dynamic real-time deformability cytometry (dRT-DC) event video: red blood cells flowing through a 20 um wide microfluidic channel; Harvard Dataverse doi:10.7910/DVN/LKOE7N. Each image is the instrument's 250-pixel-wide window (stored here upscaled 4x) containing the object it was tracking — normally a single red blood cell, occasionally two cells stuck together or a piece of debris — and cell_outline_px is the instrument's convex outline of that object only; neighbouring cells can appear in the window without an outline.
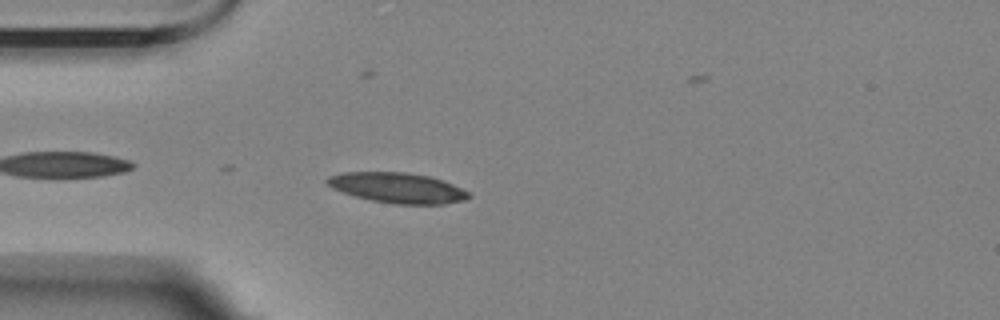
{"species": "Egyptian fruit bat (a non-hibernating species)", "species_latin": "Rousettus aegyptiacus", "temperature_condition": "room temperature", "stored_images_in_passage": 34, "camera_frame_rate_fps": 3000, "um_per_image_px": 0.085, "animal": {"sex": "female"}, "frame": {"image": 1, "passage_image": 3, "time_ms": 0.667, "image_size_px": [1000, 320], "cell_outline_px": [[472, 196], [464, 200], [444, 204], [396, 204], [372, 200], [356, 196], [332, 188], [324, 180], [328, 176], [344, 172], [408, 172], [428, 176], [444, 180], [468, 192]], "centroid_in_image_um": [33.79, 15.96], "position_along_channel_um": 51.2, "area_um2": 24.85}}
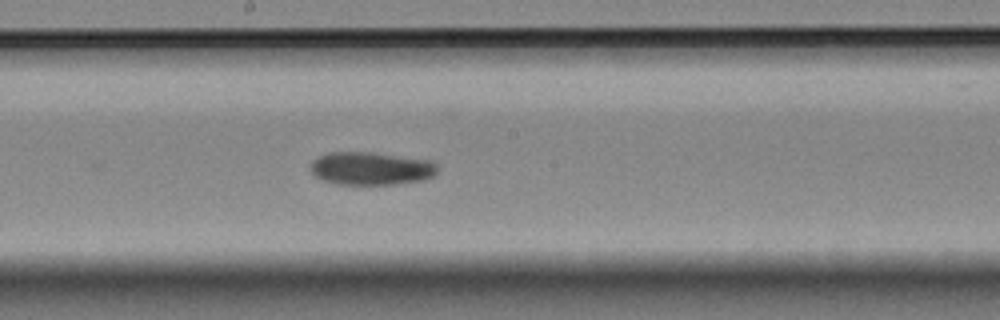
{"frame": {"image": 2, "passage_image": 18, "time_ms": 5.667, "image_size_px": [1000, 320], "cell_outline_px": [[440, 168], [432, 176], [424, 180], [396, 184], [336, 184], [320, 180], [312, 172], [312, 160], [328, 152], [372, 152], [432, 160]], "centroid_in_image_um": [31.57, 14.31], "position_along_channel_um": 216.6, "area_um2": 24.57}}
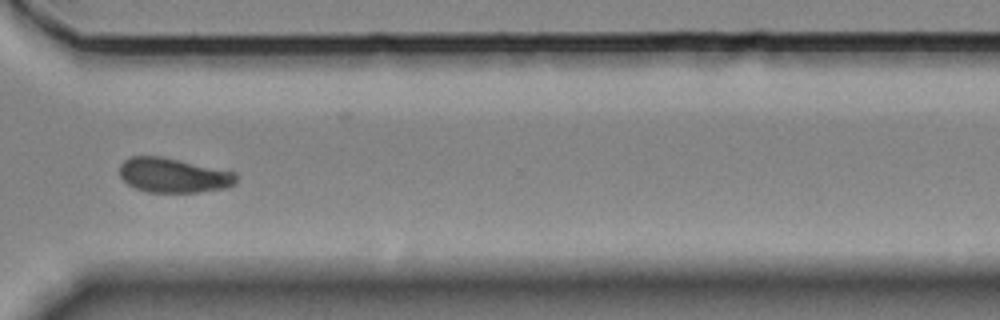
{"frame": {"image": 3, "passage_image": 30, "time_ms": 9.667, "image_size_px": [1000, 320], "cell_outline_px": [[236, 184], [228, 188], [196, 192], [148, 192], [136, 188], [128, 184], [120, 176], [120, 164], [124, 160], [132, 156], [160, 156], [236, 172]], "centroid_in_image_um": [14.75, 14.9], "position_along_channel_um": 355.8, "area_um2": 23.47}, "authors_computed_cell_mechanics": {"area_um2": 24.5072, "velocity_mm_per_s": 3.4752, "shape_relaxation_time_tau1_ms": 6.8913, "shape_relaxation_time_tau2_ms": 4.7795, "deformation_change_tau1": 0.1762, "deformation_change_tau2": 0.0801}}